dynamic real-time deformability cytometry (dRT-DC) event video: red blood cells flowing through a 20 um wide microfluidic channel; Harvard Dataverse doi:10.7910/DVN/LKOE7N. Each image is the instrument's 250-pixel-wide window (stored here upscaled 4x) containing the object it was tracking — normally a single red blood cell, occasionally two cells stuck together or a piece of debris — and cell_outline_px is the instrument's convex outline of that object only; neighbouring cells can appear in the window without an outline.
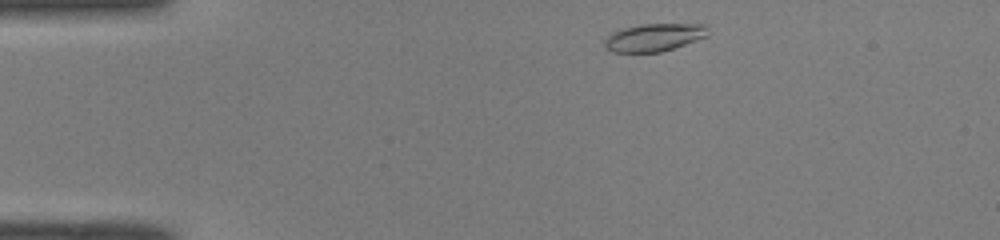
{"species": "common noctule bat (a hibernating species)", "species_latin": "Nyctalus noctula", "temperature_condition": "room temperature", "stored_images_in_passage": 42, "camera_frame_rate_fps": 3000, "um_per_image_px": 0.085, "animal": {"sex": "male", "body_mass_g": 19.0, "forearm_length_mm": 50.8}, "frame": {"image": 1, "passage_image": 1, "time_ms": 0.0, "image_size_px": [1000, 240], "cell_outline_px": [[708, 36], [660, 52], [612, 52], [604, 44], [604, 40], [612, 32], [624, 28], [640, 24], [708, 24]], "centroid_in_image_um": [55.61, 3.17], "position_along_channel_um": 29.4, "area_um2": 16.59}}
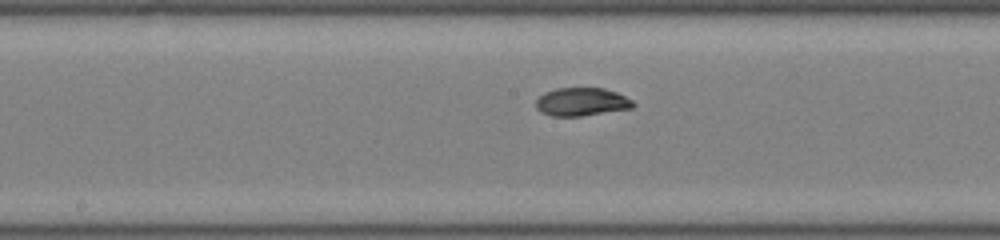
{"frame": {"image": 2, "passage_image": 18, "time_ms": 5.667, "image_size_px": [1000, 240], "cell_outline_px": [[636, 104], [632, 108], [580, 116], [552, 116], [540, 112], [536, 108], [536, 100], [544, 92], [556, 88], [604, 88], [616, 92], [632, 100]], "centroid_in_image_um": [49.42, 8.65], "position_along_channel_um": 198.8, "area_um2": 15.95}}
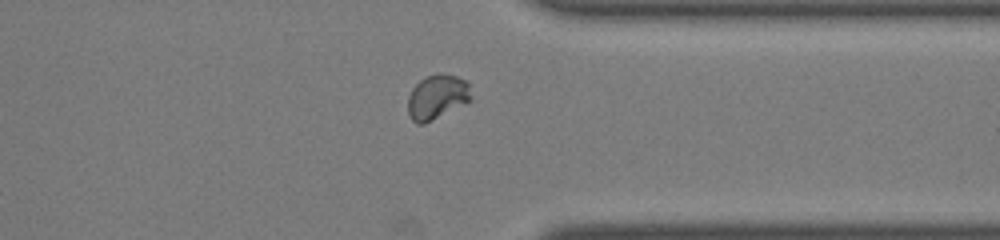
{"frame": {"image": 3, "passage_image": 31, "time_ms": 10.0, "image_size_px": [1000, 240], "cell_outline_px": [[472, 100], [424, 124], [416, 124], [412, 120], [408, 112], [408, 96], [412, 88], [420, 80], [428, 76], [440, 72], [456, 76], [468, 80]], "centroid_in_image_um": [37.16, 8.23], "position_along_channel_um": 374.2, "area_um2": 16.53}, "authors_computed_cell_mechanics": {"area_um2": 16.3574, "velocity_mm_per_s": 4.0909, "shape_relaxation_time_tau1_ms": 3.9857, "shape_relaxation_time_tau2_ms": 1.1547, "deformation_change_tau1": 0.174, "deformation_change_tau2": 0.0411}}